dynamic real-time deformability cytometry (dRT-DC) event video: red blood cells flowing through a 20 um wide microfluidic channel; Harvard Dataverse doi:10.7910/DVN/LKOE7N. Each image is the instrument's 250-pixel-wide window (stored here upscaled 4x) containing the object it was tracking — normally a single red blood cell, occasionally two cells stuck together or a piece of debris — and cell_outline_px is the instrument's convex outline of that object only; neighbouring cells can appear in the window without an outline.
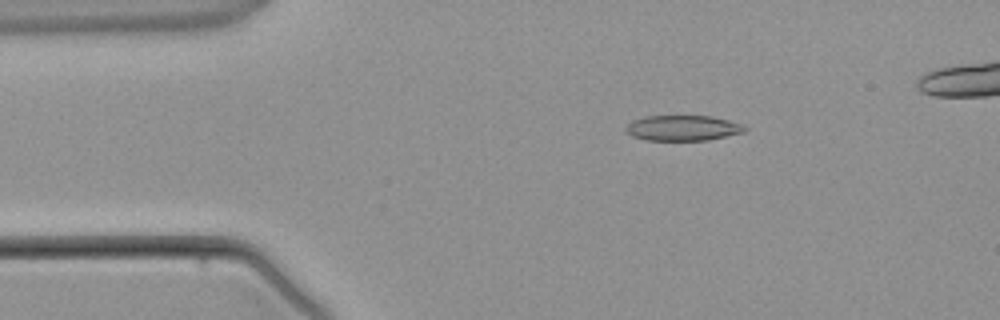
{"species": "common noctule bat (a hibernating species)", "species_latin": "Nyctalus noctula", "temperature_condition": "warm", "stored_images_in_passage": 4, "camera_frame_rate_fps": 3000, "um_per_image_px": 0.085, "animal": {"sex": "male", "body_mass_g": 21.5, "forearm_length_mm": 52.0}, "frame": {"image": 1, "passage_image": 2, "time_ms": 1.0, "image_size_px": [1000, 320], "cell_outline_px": [[748, 128], [744, 132], [708, 140], [648, 140], [632, 136], [624, 128], [632, 120], [644, 116], [712, 116], [728, 120], [740, 124]], "centroid_in_image_um": [58.03, 10.87], "position_along_channel_um": 27.0, "area_um2": 17.51}}